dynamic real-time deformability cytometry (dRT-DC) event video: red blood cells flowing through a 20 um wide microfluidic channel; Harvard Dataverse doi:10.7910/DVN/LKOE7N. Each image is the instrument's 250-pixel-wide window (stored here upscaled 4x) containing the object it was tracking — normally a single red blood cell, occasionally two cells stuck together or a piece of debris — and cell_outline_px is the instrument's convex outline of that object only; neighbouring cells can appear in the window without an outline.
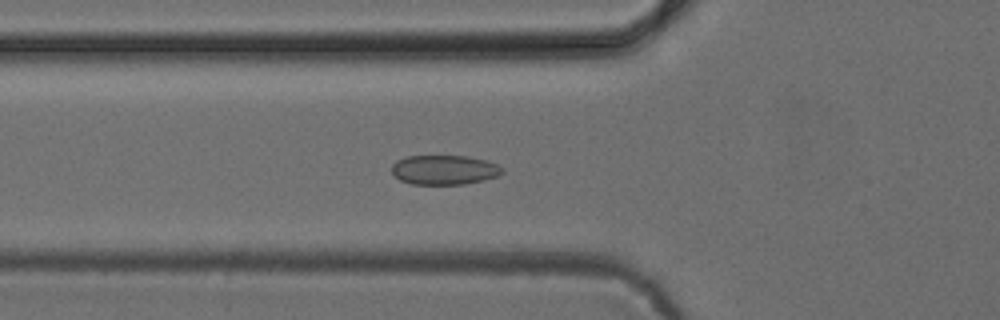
{"species": "common noctule bat (a hibernating species)", "species_latin": "Nyctalus noctula", "temperature_condition": "cold", "stored_images_in_passage": 43, "camera_frame_rate_fps": 3000, "um_per_image_px": 0.085, "animal": {"sex": "female", "body_mass_g": 24.6, "forearm_length_mm": 56.2}, "frame": {"image": 1, "passage_image": 10, "time_ms": 3.0, "image_size_px": [1000, 320], "cell_outline_px": [[504, 172], [496, 176], [484, 180], [464, 184], [412, 184], [400, 180], [392, 176], [392, 164], [396, 160], [408, 156], [468, 156], [484, 160], [496, 164], [504, 168]], "centroid_in_image_um": [37.74, 14.44], "position_along_channel_um": 88.1, "area_um2": 19.07}}
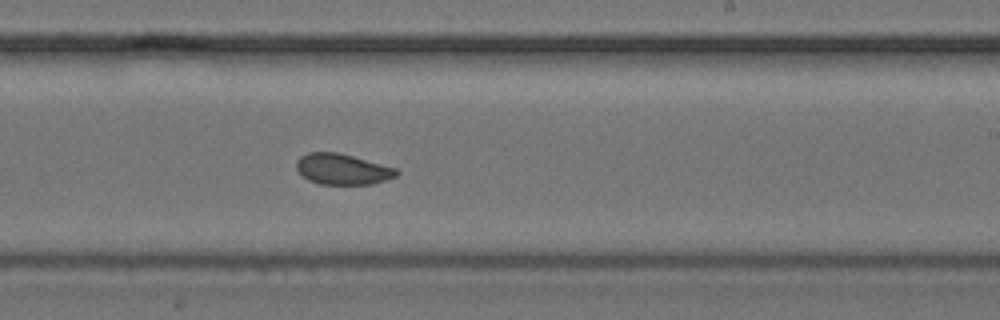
{"frame": {"image": 2, "passage_image": 23, "time_ms": 7.333, "image_size_px": [1000, 320], "cell_outline_px": [[400, 172], [396, 176], [372, 184], [320, 184], [308, 180], [296, 168], [296, 160], [300, 156], [308, 152], [336, 152], [352, 156], [396, 168]], "centroid_in_image_um": [29.09, 14.38], "position_along_channel_um": 259.9, "area_um2": 17.8}}
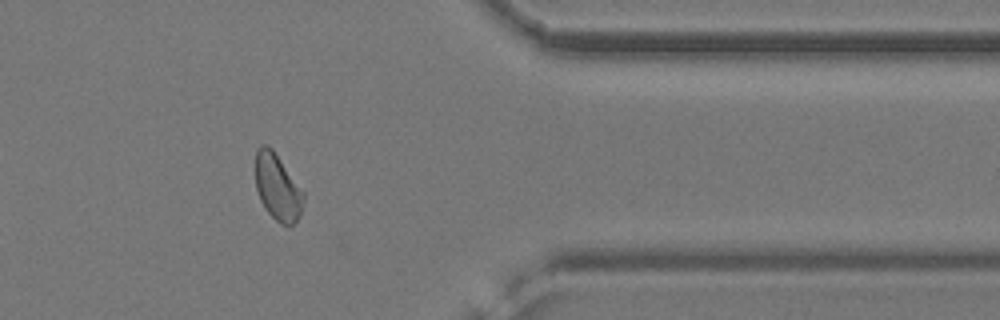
{"frame": {"image": 3, "passage_image": 34, "time_ms": 11.0, "image_size_px": [1000, 320], "cell_outline_px": [[304, 200], [300, 216], [292, 224], [280, 224], [264, 208], [260, 200], [256, 188], [256, 148], [260, 144], [268, 144], [272, 148], [304, 192]], "centroid_in_image_um": [23.58, 15.89], "position_along_channel_um": 387.8, "area_um2": 18.55}}